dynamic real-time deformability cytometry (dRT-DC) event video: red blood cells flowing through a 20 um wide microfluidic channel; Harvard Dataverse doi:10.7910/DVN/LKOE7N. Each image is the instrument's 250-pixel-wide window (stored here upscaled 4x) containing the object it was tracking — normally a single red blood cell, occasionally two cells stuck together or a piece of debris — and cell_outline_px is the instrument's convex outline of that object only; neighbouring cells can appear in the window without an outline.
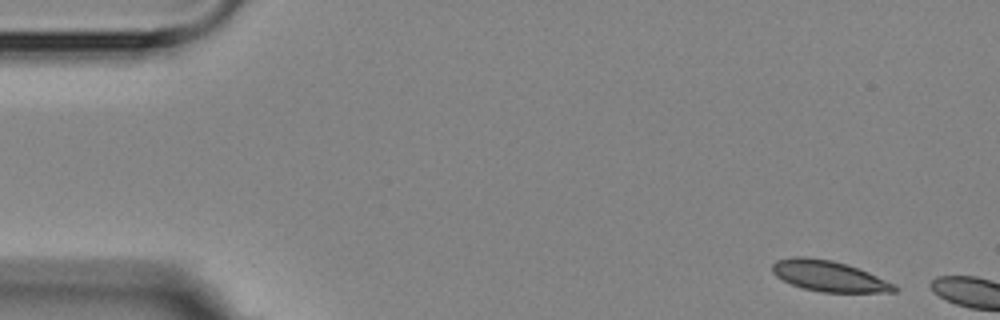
{"species": "Egyptian fruit bat (a non-hibernating species)", "species_latin": "Rousettus aegyptiacus", "temperature_condition": "room temperature", "stored_images_in_passage": 2, "camera_frame_rate_fps": 3000, "um_per_image_px": 0.085, "animal": {"sex": "female"}, "frame": {"image": 1, "passage_image": 1, "time_ms": 0.0, "image_size_px": [1000, 320], "cell_outline_px": [[900, 288], [896, 292], [820, 292], [804, 288], [792, 284], [776, 276], [772, 272], [772, 264], [776, 260], [792, 256], [804, 256], [832, 260], [868, 272], [896, 284]], "centroid_in_image_um": [70.47, 23.46], "position_along_channel_um": 14.5, "area_um2": 21.85}}